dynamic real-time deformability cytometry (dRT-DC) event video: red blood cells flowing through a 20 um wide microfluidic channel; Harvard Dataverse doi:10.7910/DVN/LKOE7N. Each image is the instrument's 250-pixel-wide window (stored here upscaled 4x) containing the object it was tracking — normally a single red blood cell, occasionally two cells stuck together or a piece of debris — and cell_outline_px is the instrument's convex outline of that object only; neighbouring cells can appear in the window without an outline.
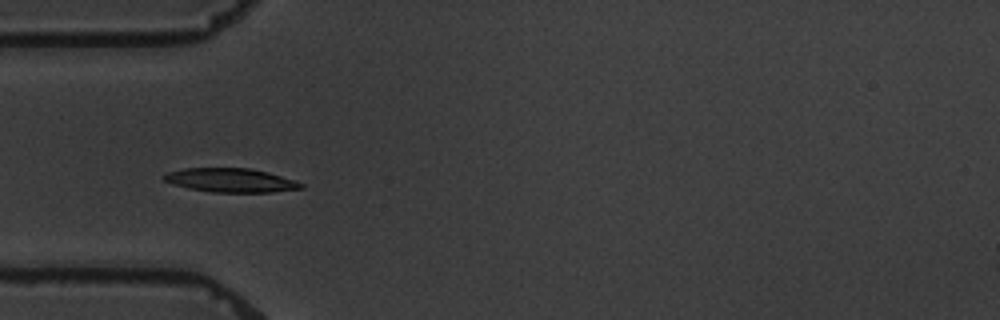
{"species": "common noctule bat (a hibernating species)", "species_latin": "Nyctalus noctula", "temperature_condition": "warm", "stored_images_in_passage": 5, "camera_frame_rate_fps": 3000, "um_per_image_px": 0.085, "animal": {"sex": "male", "body_mass_g": 19.5, "forearm_length_mm": 54.6}, "frame": {"image": 1, "passage_image": 4, "time_ms": 3.667, "image_size_px": [1000, 320], "cell_outline_px": [[304, 188], [272, 192], [212, 192], [188, 188], [172, 184], [164, 180], [164, 176], [168, 172], [184, 168], [252, 168], [268, 172], [304, 184]], "centroid_in_image_um": [19.61, 15.32], "position_along_channel_um": 65.4, "area_um2": 18.96}}
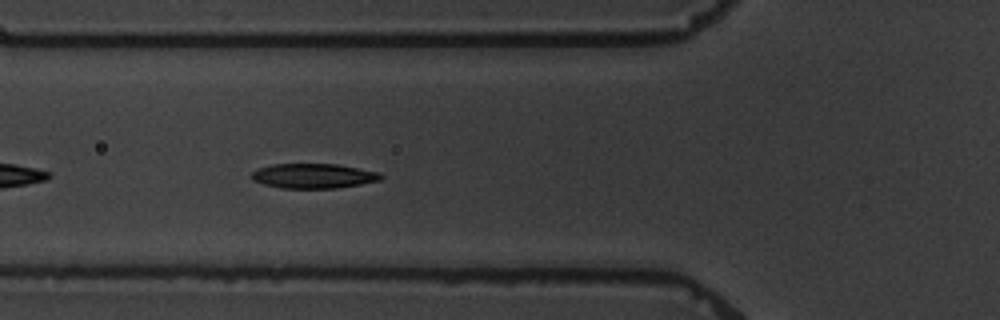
{"frame": {"image": 2, "passage_image": 5, "time_ms": 4.667, "image_size_px": [1000, 320], "cell_outline_px": [[384, 176], [380, 180], [360, 184], [336, 188], [280, 188], [264, 184], [252, 180], [252, 172], [260, 168], [272, 164], [336, 164], [380, 172]], "centroid_in_image_um": [26.66, 14.95], "position_along_channel_um": 99.1, "area_um2": 18.55}}